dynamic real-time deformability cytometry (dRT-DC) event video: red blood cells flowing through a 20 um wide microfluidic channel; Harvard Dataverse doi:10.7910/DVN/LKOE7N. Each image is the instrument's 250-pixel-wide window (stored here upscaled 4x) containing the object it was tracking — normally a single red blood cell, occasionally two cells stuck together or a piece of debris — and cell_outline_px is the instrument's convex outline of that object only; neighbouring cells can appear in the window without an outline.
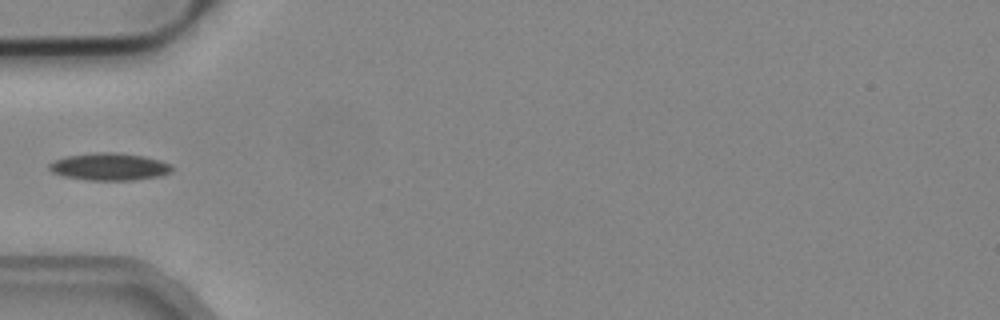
{"species": "common noctule bat (a hibernating species)", "species_latin": "Nyctalus noctula", "temperature_condition": "cold", "stored_images_in_passage": 2, "camera_frame_rate_fps": 3000, "um_per_image_px": 0.085, "animal": {"sex": "male", "body_mass_g": 19.2, "forearm_length_mm": 51.8}, "frame": {"image": 1, "passage_image": 2, "time_ms": 0.333, "image_size_px": [1000, 320], "cell_outline_px": [[172, 172], [160, 176], [132, 180], [88, 180], [64, 176], [52, 172], [48, 168], [48, 164], [52, 160], [64, 156], [96, 152], [116, 152], [144, 156], [160, 160], [172, 164]], "centroid_in_image_um": [9.28, 14.16], "position_along_channel_um": 75.7, "area_um2": 19.77}}